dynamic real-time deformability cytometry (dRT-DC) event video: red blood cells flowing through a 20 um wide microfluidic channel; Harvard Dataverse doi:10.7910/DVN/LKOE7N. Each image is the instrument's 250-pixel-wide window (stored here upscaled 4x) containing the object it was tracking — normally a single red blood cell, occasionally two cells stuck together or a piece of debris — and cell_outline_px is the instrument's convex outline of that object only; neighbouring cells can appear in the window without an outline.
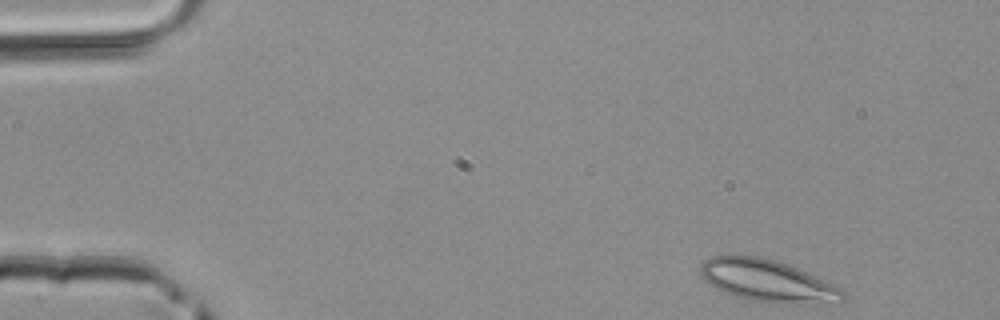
{"species": "common noctule bat (a hibernating species)", "species_latin": "Nyctalus noctula", "temperature_condition": "room temperature", "stored_images_in_passage": 4, "camera_frame_rate_fps": 3000, "um_per_image_px": 0.085, "animal": {"sex": "male", "body_mass_g": 20.4}, "frame": {"image": 1, "passage_image": 4, "time_ms": 1.0, "image_size_px": [1000, 320], "cell_outline_px": [[844, 300], [816, 304], [772, 304], [732, 296], [716, 288], [704, 280], [700, 276], [700, 264], [704, 260], [712, 256], [760, 256], [776, 260], [788, 264], [844, 288]], "centroid_in_image_um": [65.25, 23.88], "position_along_channel_um": 19.7, "area_um2": 35.37}}